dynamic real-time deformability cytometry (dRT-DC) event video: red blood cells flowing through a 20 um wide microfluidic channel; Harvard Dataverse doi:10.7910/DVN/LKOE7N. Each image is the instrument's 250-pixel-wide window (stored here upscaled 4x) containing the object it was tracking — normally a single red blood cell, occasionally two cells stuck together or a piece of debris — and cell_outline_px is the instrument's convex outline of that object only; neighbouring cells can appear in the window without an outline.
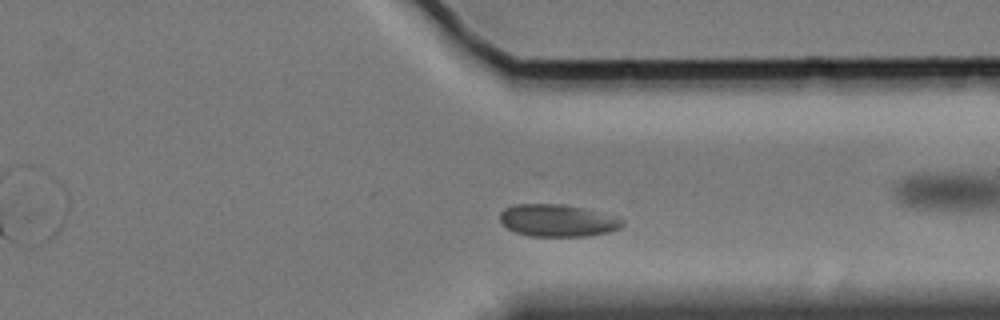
{"species": "Egyptian fruit bat (a non-hibernating species)", "species_latin": "Rousettus aegyptiacus", "temperature_condition": "cold", "stored_images_in_passage": 33, "camera_frame_rate_fps": 3000, "um_per_image_px": 0.085, "animal": {"sex": "female"}, "frame": {"image": 1, "passage_image": 28, "time_ms": 9.0, "image_size_px": [1000, 320], "cell_outline_px": [[624, 224], [620, 228], [608, 232], [588, 236], [528, 236], [516, 232], [508, 228], [500, 220], [500, 212], [504, 208], [512, 204], [564, 204], [584, 208], [620, 216], [624, 220]], "centroid_in_image_um": [47.43, 18.73], "position_along_channel_um": 364.0, "area_um2": 23.29}, "authors_computed_cell_mechanics": {"area_um2": 23.9292, "velocity_mm_per_s": 3.272, "shape_relaxation_time_tau1_ms": null, "shape_relaxation_time_tau2_ms": 2.6325, "deformation_change_tau1": null, "deformation_change_tau2": 0.0497}}